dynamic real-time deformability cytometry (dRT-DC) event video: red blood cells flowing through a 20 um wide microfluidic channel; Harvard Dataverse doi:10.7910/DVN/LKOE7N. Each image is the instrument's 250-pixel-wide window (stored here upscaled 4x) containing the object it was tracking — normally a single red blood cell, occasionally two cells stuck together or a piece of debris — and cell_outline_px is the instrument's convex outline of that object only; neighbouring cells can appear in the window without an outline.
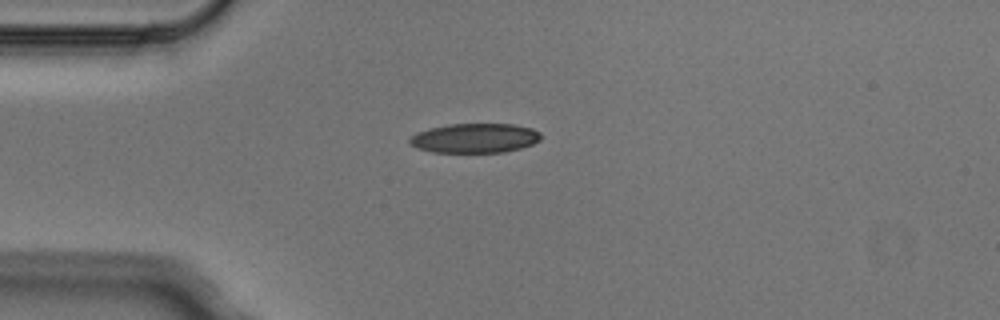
{"species": "Egyptian fruit bat (a non-hibernating species)", "species_latin": "Rousettus aegyptiacus", "temperature_condition": "cold", "stored_images_in_passage": 3, "camera_frame_rate_fps": 3000, "um_per_image_px": 0.085, "animal": {"sex": "male"}, "frame": {"image": 1, "passage_image": 1, "time_ms": 0.0, "image_size_px": [1000, 320], "cell_outline_px": [[544, 136], [540, 140], [532, 144], [520, 148], [504, 152], [432, 152], [416, 148], [408, 144], [408, 140], [416, 132], [448, 124], [512, 124], [532, 128], [540, 132]], "centroid_in_image_um": [40.36, 11.74], "position_along_channel_um": 44.6, "area_um2": 22.66}}
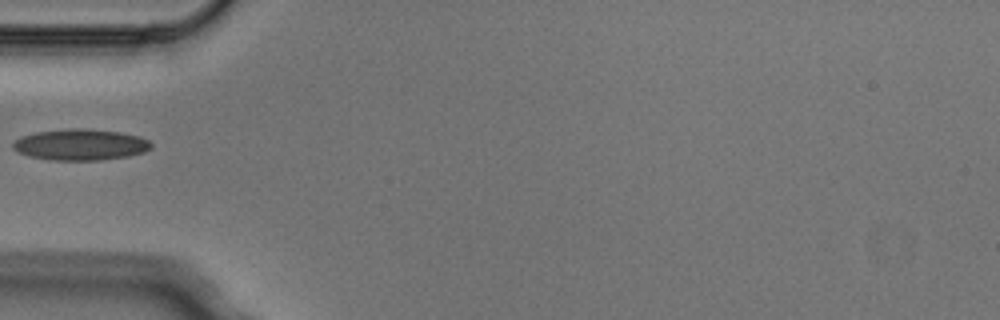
{"frame": {"image": 2, "passage_image": 2, "time_ms": 0.333, "image_size_px": [1000, 320], "cell_outline_px": [[152, 148], [144, 152], [128, 156], [100, 160], [52, 160], [28, 156], [16, 152], [12, 148], [12, 144], [20, 136], [36, 132], [68, 128], [80, 128], [120, 132], [140, 136], [148, 140], [152, 144]], "centroid_in_image_um": [6.82, 12.29], "position_along_channel_um": 78.2, "area_um2": 25.26}}
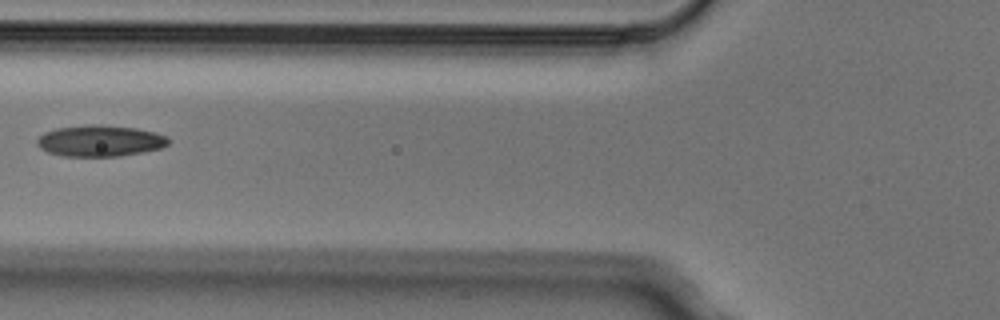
{"frame": {"image": 3, "passage_image": 3, "time_ms": 0.667, "image_size_px": [1000, 320], "cell_outline_px": [[172, 140], [168, 144], [160, 148], [144, 152], [120, 156], [64, 156], [48, 152], [40, 148], [36, 144], [36, 140], [44, 132], [56, 128], [84, 124], [100, 124], [136, 128], [156, 132], [168, 136]], "centroid_in_image_um": [8.52, 11.96], "position_along_channel_um": 117.3, "area_um2": 24.28}}